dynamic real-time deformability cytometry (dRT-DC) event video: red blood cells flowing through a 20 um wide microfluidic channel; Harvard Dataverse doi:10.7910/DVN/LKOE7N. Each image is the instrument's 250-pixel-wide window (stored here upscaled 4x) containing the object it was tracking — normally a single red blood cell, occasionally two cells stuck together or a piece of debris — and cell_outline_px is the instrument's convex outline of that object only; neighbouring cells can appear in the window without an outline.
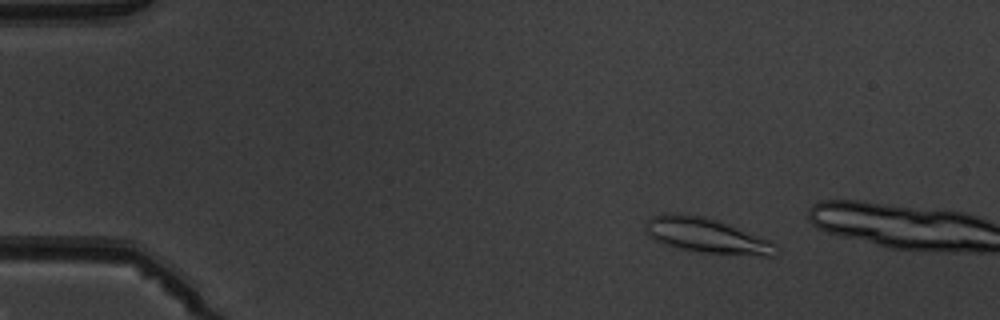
{"species": "common noctule bat (a hibernating species)", "species_latin": "Nyctalus noctula", "temperature_condition": "warm", "stored_images_in_passage": 4, "camera_frame_rate_fps": 3000, "um_per_image_px": 0.085, "animal": {"sex": "male", "body_mass_g": 19.5, "forearm_length_mm": 54.6}, "frame": {"image": 1, "passage_image": 2, "time_ms": 1.0, "image_size_px": [1000, 320], "cell_outline_px": [[776, 256], [764, 256], [704, 252], [680, 248], [664, 244], [648, 236], [648, 220], [652, 216], [664, 212], [680, 212], [704, 216], [716, 220], [768, 240], [776, 244]], "centroid_in_image_um": [60.03, 20.0], "position_along_channel_um": 25.0, "area_um2": 26.07}}